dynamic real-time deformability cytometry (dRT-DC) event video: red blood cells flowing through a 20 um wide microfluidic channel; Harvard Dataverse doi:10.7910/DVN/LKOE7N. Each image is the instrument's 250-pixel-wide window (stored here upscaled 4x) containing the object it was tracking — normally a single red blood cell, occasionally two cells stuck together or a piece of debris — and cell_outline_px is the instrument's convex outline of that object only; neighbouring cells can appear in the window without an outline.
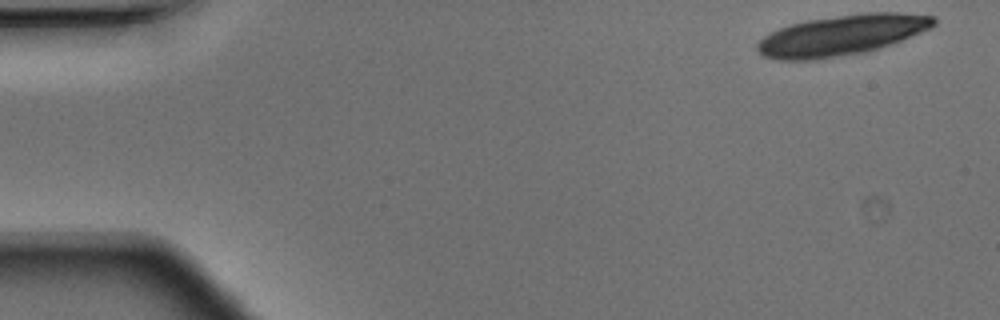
{"species": "Egyptian fruit bat (a non-hibernating species)", "species_latin": "Rousettus aegyptiacus", "temperature_condition": "warm", "stored_images_in_passage": 15, "camera_frame_rate_fps": 3000, "um_per_image_px": 0.085, "animal": {"sex": "male"}, "frame": {"image": 1, "passage_image": 1, "time_ms": 0.0, "image_size_px": [1000, 320], "cell_outline_px": [[936, 24], [932, 28], [892, 44], [868, 52], [816, 60], [780, 60], [764, 56], [756, 48], [756, 44], [764, 36], [780, 28], [792, 24], [808, 20], [864, 12], [900, 12], [936, 16]], "centroid_in_image_um": [71.6, 2.99], "position_along_channel_um": 13.4, "area_um2": 41.79}}